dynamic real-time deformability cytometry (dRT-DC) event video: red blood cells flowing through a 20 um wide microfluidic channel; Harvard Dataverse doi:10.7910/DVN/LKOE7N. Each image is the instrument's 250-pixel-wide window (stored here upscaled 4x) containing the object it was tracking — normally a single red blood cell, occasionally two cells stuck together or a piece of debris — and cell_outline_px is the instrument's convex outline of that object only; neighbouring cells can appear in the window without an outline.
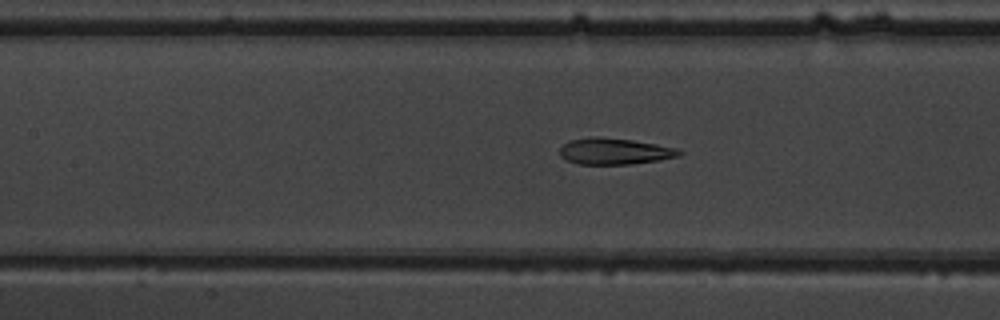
{"species": "common noctule bat (a hibernating species)", "species_latin": "Nyctalus noctula", "temperature_condition": "warm", "stored_images_in_passage": 28, "camera_frame_rate_fps": 3000, "um_per_image_px": 0.085, "animal": {"sex": "male", "body_mass_g": 19.5, "forearm_length_mm": 54.6}, "frame": {"image": 1, "passage_image": 20, "time_ms": 6.333, "image_size_px": [1000, 320], "cell_outline_px": [[684, 152], [680, 156], [660, 160], [632, 164], [580, 164], [564, 160], [560, 156], [560, 148], [568, 140], [592, 136], [600, 136], [632, 140], [656, 144], [676, 148]], "centroid_in_image_um": [52.22, 12.85], "position_along_channel_um": 155.2, "area_um2": 18.55}}
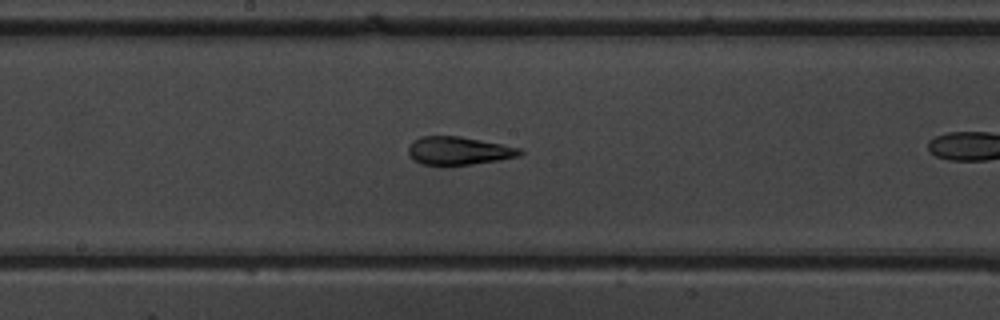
{"frame": {"image": 2, "passage_image": 24, "time_ms": 7.667, "image_size_px": [1000, 320], "cell_outline_px": [[524, 152], [520, 156], [500, 160], [448, 168], [420, 164], [408, 152], [408, 148], [412, 140], [420, 136], [460, 136], [520, 148]], "centroid_in_image_um": [38.96, 12.85], "position_along_channel_um": 209.2, "area_um2": 18.84}}